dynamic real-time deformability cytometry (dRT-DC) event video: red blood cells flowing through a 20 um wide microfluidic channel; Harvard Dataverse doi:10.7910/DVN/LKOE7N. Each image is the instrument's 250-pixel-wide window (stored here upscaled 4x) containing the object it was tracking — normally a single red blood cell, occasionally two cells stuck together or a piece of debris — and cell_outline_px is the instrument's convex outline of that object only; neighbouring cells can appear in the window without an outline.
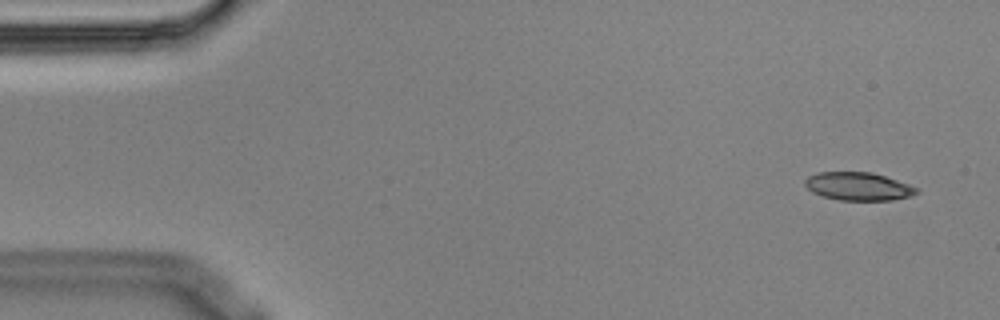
{"species": "Egyptian fruit bat (a non-hibernating species)", "species_latin": "Rousettus aegyptiacus", "temperature_condition": "cold", "stored_images_in_passage": 5, "camera_frame_rate_fps": 3000, "um_per_image_px": 0.085, "animal": {"sex": "male"}, "frame": {"image": 1, "passage_image": 1, "time_ms": 0.0, "image_size_px": [1000, 320], "cell_outline_px": [[920, 192], [912, 196], [892, 200], [840, 200], [824, 196], [812, 192], [804, 184], [804, 180], [808, 176], [820, 172], [872, 172], [920, 188]], "centroid_in_image_um": [72.99, 15.84], "position_along_channel_um": 12.0, "area_um2": 18.26}}
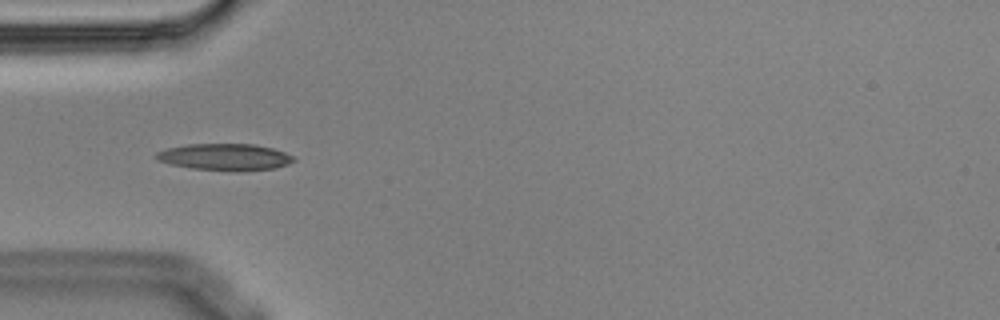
{"frame": {"image": 2, "passage_image": 5, "time_ms": 1.333, "image_size_px": [1000, 320], "cell_outline_px": [[296, 160], [288, 164], [276, 168], [236, 172], [232, 172], [192, 168], [168, 164], [156, 160], [156, 152], [164, 148], [188, 144], [252, 144], [272, 148], [284, 152], [292, 156]], "centroid_in_image_um": [19.08, 13.36], "position_along_channel_um": 65.9, "area_um2": 21.68}}